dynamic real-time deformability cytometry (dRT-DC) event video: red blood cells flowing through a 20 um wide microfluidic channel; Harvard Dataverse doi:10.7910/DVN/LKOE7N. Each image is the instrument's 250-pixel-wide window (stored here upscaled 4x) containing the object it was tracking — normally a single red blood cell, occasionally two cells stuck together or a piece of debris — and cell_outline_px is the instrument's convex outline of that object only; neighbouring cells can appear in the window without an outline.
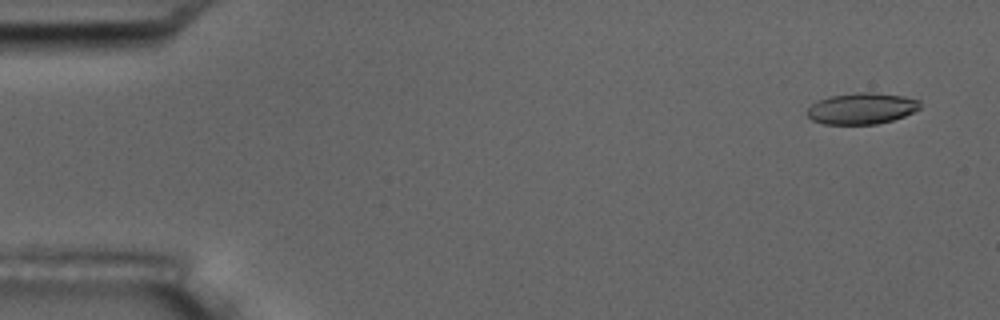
{"species": "common noctule bat (a hibernating species)", "species_latin": "Nyctalus noctula", "temperature_condition": "room temperature", "stored_images_in_passage": 4, "camera_frame_rate_fps": 3000, "um_per_image_px": 0.085, "animal": {"sex": "male", "body_mass_g": 17.5, "forearm_length_mm": 52.3}, "frame": {"image": 1, "passage_image": 1, "time_ms": 0.0, "image_size_px": [1000, 320], "cell_outline_px": [[920, 108], [904, 116], [892, 120], [876, 124], [824, 124], [812, 120], [808, 116], [808, 108], [812, 104], [828, 96], [856, 92], [872, 92], [904, 96], [920, 100]], "centroid_in_image_um": [73.25, 9.21], "position_along_channel_um": 11.8, "area_um2": 20.52}}